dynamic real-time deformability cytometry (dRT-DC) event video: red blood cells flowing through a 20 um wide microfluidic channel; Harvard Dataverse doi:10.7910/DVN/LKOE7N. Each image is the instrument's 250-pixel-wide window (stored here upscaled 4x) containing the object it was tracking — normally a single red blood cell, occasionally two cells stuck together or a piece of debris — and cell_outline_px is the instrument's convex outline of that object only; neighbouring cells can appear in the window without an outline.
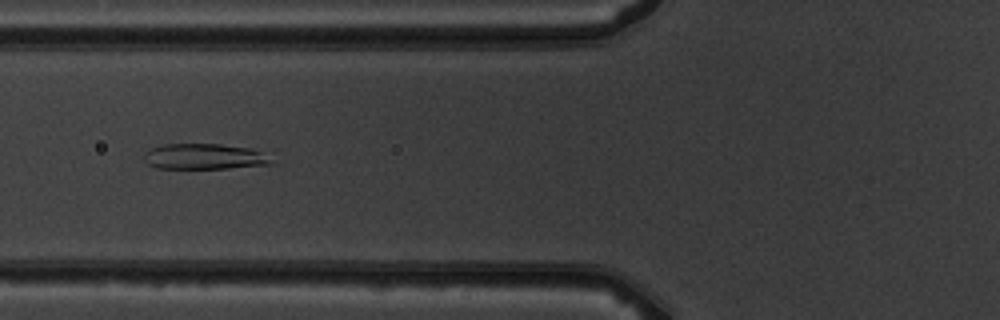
{"species": "common noctule bat (a hibernating species)", "species_latin": "Nyctalus noctula", "temperature_condition": "warm", "stored_images_in_passage": 6, "camera_frame_rate_fps": 3000, "um_per_image_px": 0.085, "animal": {"sex": "male", "body_mass_g": 19.5, "forearm_length_mm": 54.6}, "frame": {"image": 1, "passage_image": 6, "time_ms": 7.333, "image_size_px": [1000, 320], "cell_outline_px": [[280, 164], [228, 168], [156, 168], [148, 164], [144, 160], [144, 152], [160, 144], [220, 144], [252, 148], [260, 152]], "centroid_in_image_um": [17.4, 13.31], "position_along_channel_um": 108.4, "area_um2": 19.25}}